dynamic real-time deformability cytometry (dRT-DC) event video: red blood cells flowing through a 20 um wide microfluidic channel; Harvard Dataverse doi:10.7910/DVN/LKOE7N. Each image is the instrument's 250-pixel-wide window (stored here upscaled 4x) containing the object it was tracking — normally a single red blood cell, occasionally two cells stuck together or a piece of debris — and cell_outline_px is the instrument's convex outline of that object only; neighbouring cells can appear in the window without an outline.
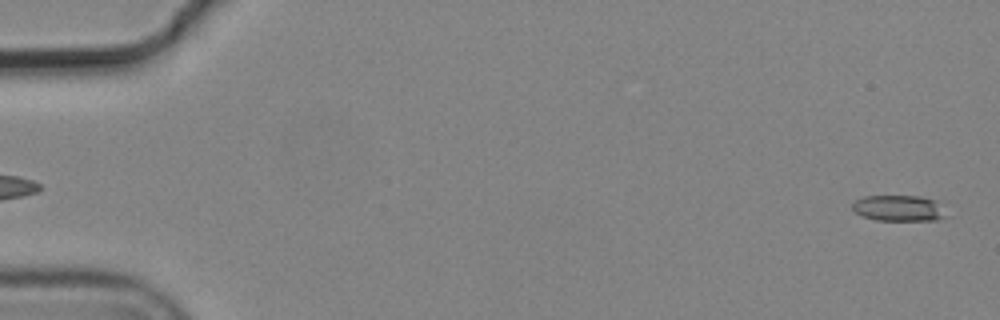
{"species": "common noctule bat (a hibernating species)", "species_latin": "Nyctalus noctula", "temperature_condition": "cold", "stored_images_in_passage": 5, "segment_of_instrument_passage": [2, 2], "camera_frame_rate_fps": 3000, "um_per_image_px": 0.085, "animal": {"sex": "male", "body_mass_g": 19.2, "forearm_length_mm": 51.8}, "frame": {"image": 1, "passage_image": 5, "time_ms": 1.333, "image_size_px": [1000, 320], "cell_outline_px": [[948, 216], [936, 220], [876, 220], [864, 216], [856, 212], [852, 208], [852, 204], [856, 200], [864, 196], [920, 196], [936, 200]], "centroid_in_image_um": [76.42, 17.69], "position_along_channel_um": 8.6, "area_um2": 14.1}}